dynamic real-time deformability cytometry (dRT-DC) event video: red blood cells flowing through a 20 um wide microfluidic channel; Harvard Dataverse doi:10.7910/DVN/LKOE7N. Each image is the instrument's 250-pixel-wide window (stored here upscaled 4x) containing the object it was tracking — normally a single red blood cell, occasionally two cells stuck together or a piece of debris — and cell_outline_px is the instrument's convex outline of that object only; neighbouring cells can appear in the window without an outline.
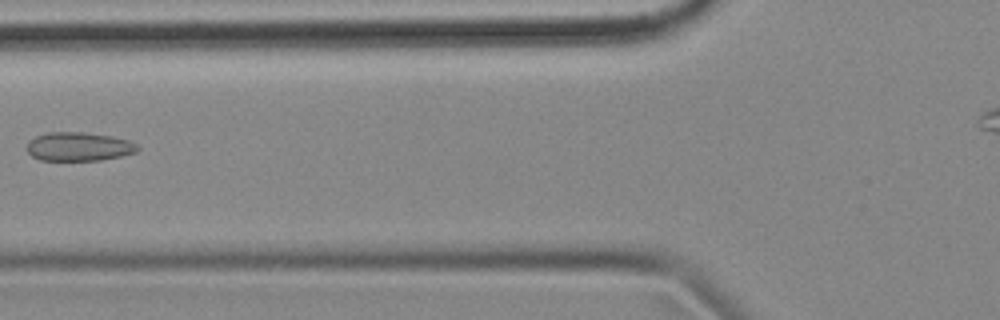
{"species": "common noctule bat (a hibernating species)", "species_latin": "Nyctalus noctula", "temperature_condition": "cold", "stored_images_in_passage": 6, "camera_frame_rate_fps": 3000, "um_per_image_px": 0.085, "animal": {"sex": "female", "body_mass_g": 18.4}, "frame": {"image": 1, "passage_image": 5, "time_ms": 1.333, "image_size_px": [1000, 320], "cell_outline_px": [[140, 148], [136, 152], [120, 156], [100, 160], [40, 160], [32, 156], [24, 148], [28, 140], [36, 136], [48, 132], [84, 132], [112, 136], [128, 140], [136, 144]], "centroid_in_image_um": [6.65, 12.45], "position_along_channel_um": 119.1, "area_um2": 18.67}}
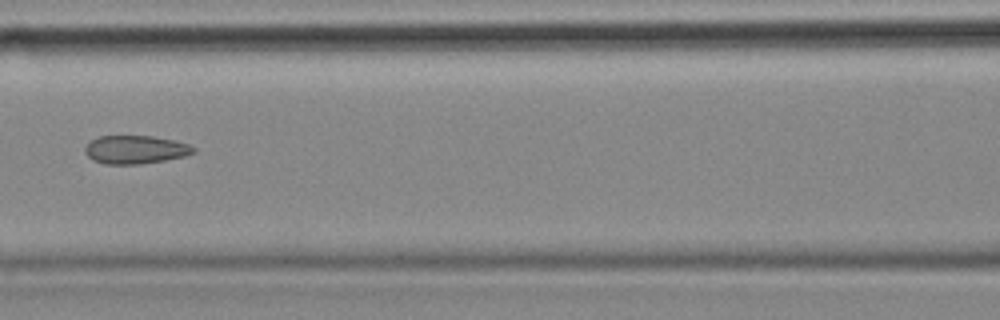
{"frame": {"image": 2, "passage_image": 6, "time_ms": 1.667, "image_size_px": [1000, 320], "cell_outline_px": [[196, 152], [184, 156], [164, 160], [140, 164], [104, 164], [92, 160], [84, 152], [84, 148], [92, 140], [100, 136], [152, 136], [176, 140], [188, 144], [196, 148]], "centroid_in_image_um": [11.52, 12.72], "position_along_channel_um": 155.1, "area_um2": 17.92}}